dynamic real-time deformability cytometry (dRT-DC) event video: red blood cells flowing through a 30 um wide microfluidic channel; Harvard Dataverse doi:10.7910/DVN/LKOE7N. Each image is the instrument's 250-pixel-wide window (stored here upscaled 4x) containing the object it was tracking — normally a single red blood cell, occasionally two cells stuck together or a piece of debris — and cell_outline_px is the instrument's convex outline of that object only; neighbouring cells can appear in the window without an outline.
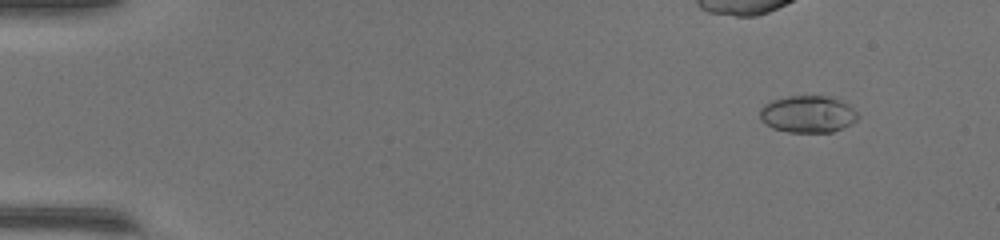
{"species": "common noctule bat (a hibernating species)", "species_latin": "Nyctalus noctula", "temperature_condition": "warm", "stored_images_in_passage": 49, "camera_frame_rate_fps": 3000, "um_per_image_px": 0.085, "animal": {"sex": "female", "body_mass_g": 17.0, "forearm_length_mm": 48.0}, "frame": {"image": 1, "passage_image": 6, "time_ms": 1.667, "image_size_px": [1000, 240], "cell_outline_px": [[860, 116], [852, 124], [832, 132], [788, 132], [772, 128], [760, 120], [760, 108], [764, 104], [772, 100], [788, 96], [824, 96], [840, 100], [848, 104]], "centroid_in_image_um": [68.65, 9.71], "position_along_channel_um": 16.4, "area_um2": 21.15}}
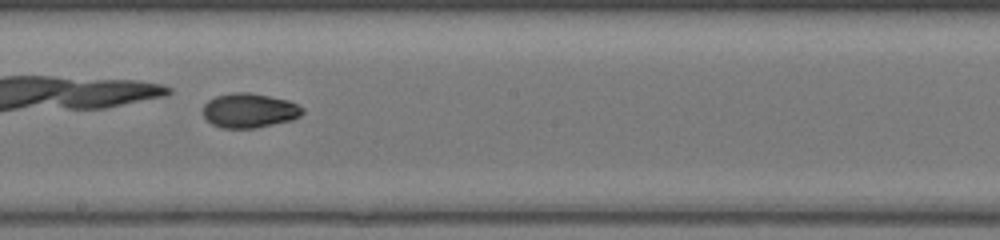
{"frame": {"image": 2, "passage_image": 30, "time_ms": 9.667, "image_size_px": [1000, 240], "cell_outline_px": [[304, 112], [300, 116], [292, 120], [256, 128], [220, 128], [212, 124], [204, 116], [204, 104], [208, 100], [216, 96], [232, 92], [248, 92], [288, 100], [304, 108]], "centroid_in_image_um": [21.2, 9.4], "position_along_channel_um": 227.0, "area_um2": 20.0}}
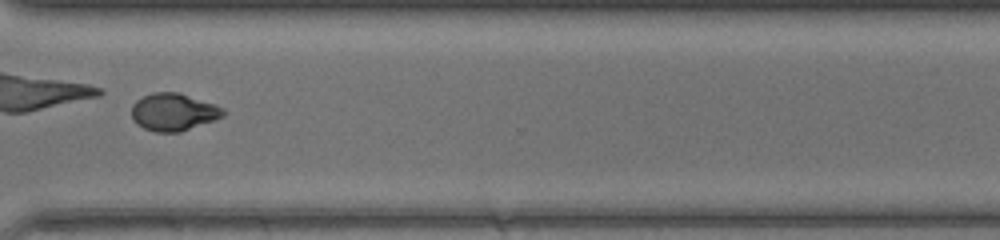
{"frame": {"image": 3, "passage_image": 39, "time_ms": 12.667, "image_size_px": [1000, 240], "cell_outline_px": [[224, 116], [216, 120], [180, 132], [156, 132], [144, 128], [136, 124], [132, 120], [132, 104], [136, 100], [152, 92], [180, 92], [216, 104], [224, 108]], "centroid_in_image_um": [14.76, 9.52], "position_along_channel_um": 355.8, "area_um2": 20.29}, "authors_computed_cell_mechanics": {"area_um2": 20.4034, "velocity_mm_per_s": 4.3032, "shape_relaxation_time_tau1_ms": 4.2981, "shape_relaxation_time_tau2_ms": 2.9652, "deformation_change_tau1": 0.1739, "deformation_change_tau2": 0.0419}}